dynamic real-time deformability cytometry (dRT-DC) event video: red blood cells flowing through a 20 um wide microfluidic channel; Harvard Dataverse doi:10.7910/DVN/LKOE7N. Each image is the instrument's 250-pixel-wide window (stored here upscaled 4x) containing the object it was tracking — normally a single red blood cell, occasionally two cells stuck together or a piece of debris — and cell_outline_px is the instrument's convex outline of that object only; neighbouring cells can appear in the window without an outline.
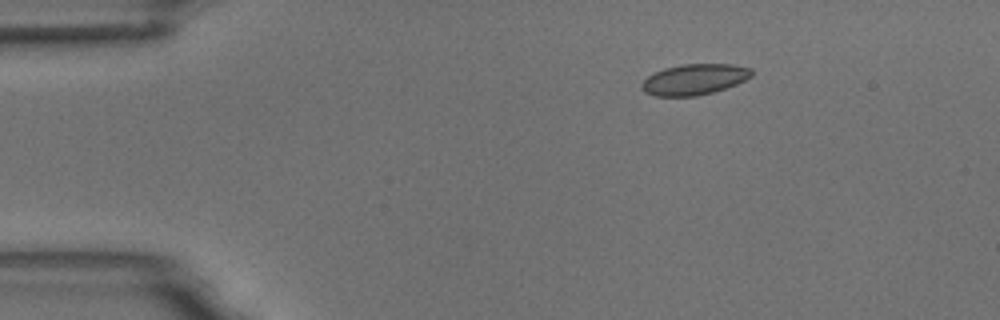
{"species": "common noctule bat (a hibernating species)", "species_latin": "Nyctalus noctula", "temperature_condition": "room temperature", "stored_images_in_passage": 4, "camera_frame_rate_fps": 3000, "um_per_image_px": 0.085, "animal": {"sex": "male", "body_mass_g": 18.8}, "frame": {"image": 1, "passage_image": 2, "time_ms": 2.0, "image_size_px": [1000, 320], "cell_outline_px": [[752, 76], [736, 84], [712, 92], [696, 96], [656, 96], [644, 92], [640, 88], [640, 84], [648, 76], [664, 68], [680, 64], [732, 64], [752, 68]], "centroid_in_image_um": [59.0, 6.74], "position_along_channel_um": 26.0, "area_um2": 19.71}}